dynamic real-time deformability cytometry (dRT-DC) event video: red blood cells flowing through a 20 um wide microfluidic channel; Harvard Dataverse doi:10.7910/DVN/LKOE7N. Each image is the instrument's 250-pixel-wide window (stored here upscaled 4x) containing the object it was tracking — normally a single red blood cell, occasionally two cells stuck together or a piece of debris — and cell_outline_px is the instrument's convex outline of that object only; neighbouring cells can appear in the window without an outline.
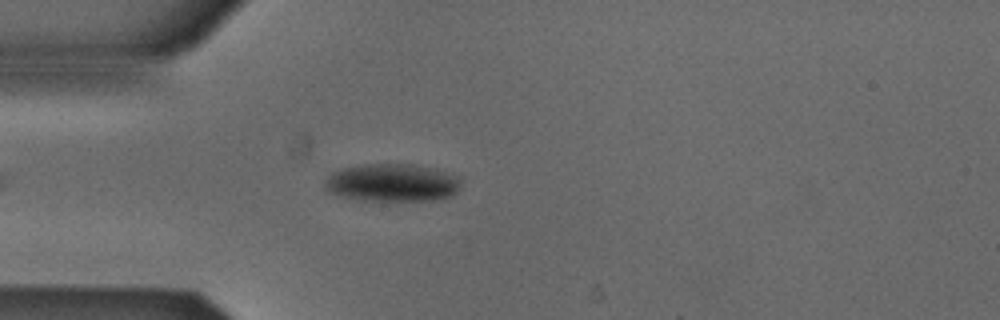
{"species": "Egyptian fruit bat (a non-hibernating species)", "species_latin": "Rousettus aegyptiacus", "temperature_condition": "cold", "stored_images_in_passage": 41, "camera_frame_rate_fps": 3000, "um_per_image_px": 0.085, "animal": {"sex": "male"}, "frame": {"image": 1, "passage_image": 6, "time_ms": 1.667, "image_size_px": [1000, 320], "cell_outline_px": [[460, 188], [452, 196], [436, 200], [364, 200], [340, 196], [328, 192], [324, 188], [324, 180], [332, 172], [340, 168], [364, 164], [416, 164], [436, 168], [456, 176], [460, 180]], "centroid_in_image_um": [33.32, 15.52], "position_along_channel_um": 51.7, "area_um2": 30.29}}
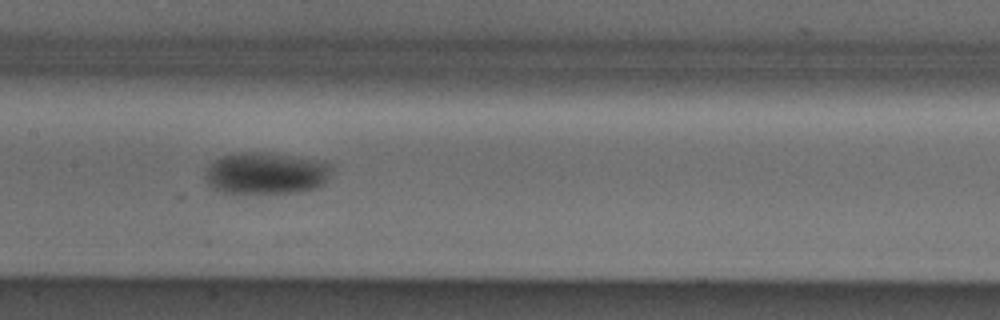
{"frame": {"image": 2, "passage_image": 17, "time_ms": 5.333, "image_size_px": [1000, 320], "cell_outline_px": [[336, 164], [324, 184], [316, 188], [296, 192], [224, 192], [212, 188], [204, 180], [204, 176], [208, 168], [216, 160], [224, 156], [240, 152], [324, 160]], "centroid_in_image_um": [22.68, 14.74], "position_along_channel_um": 184.7, "area_um2": 30.17}}
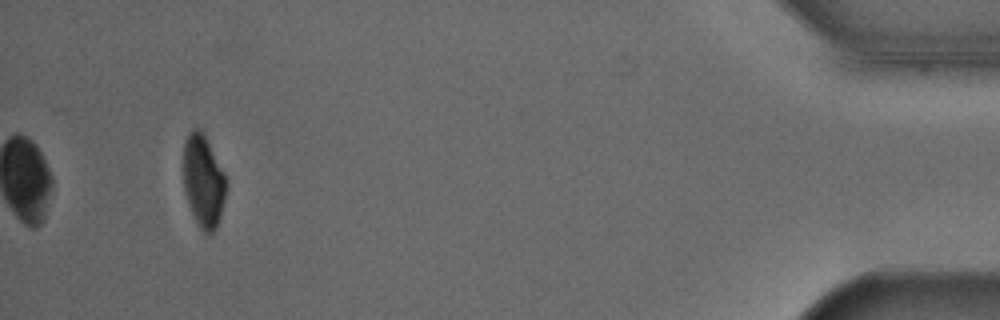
{"frame": {"image": 3, "passage_image": 41, "time_ms": 13.333, "image_size_px": [1000, 320], "cell_outline_px": [[228, 184], [220, 216], [216, 228], [208, 236], [200, 228], [192, 212], [184, 192], [184, 140], [188, 132], [192, 128], [200, 128], [204, 132], [224, 172]], "centroid_in_image_um": [17.29, 15.35], "position_along_channel_um": 417.9, "area_um2": 23.24}, "authors_computed_cell_mechanics": {"area_um2": 29.4202, "velocity_mm_per_s": 3.8831, "shape_relaxation_time_tau1_ms": 5.5522, "shape_relaxation_time_tau2_ms": null, "deformation_change_tau1": 0.0898, "deformation_change_tau2": null}}